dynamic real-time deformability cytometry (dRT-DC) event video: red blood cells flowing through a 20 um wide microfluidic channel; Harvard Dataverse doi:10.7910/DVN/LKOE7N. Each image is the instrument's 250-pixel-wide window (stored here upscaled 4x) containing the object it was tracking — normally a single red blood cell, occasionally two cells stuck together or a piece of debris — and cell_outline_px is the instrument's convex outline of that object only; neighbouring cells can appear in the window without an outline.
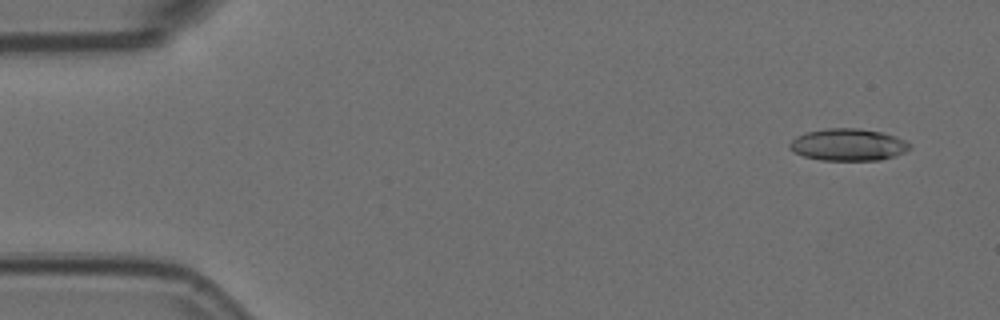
{"species": "Egyptian fruit bat (a non-hibernating species)", "species_latin": "Rousettus aegyptiacus", "temperature_condition": "room temperature", "stored_images_in_passage": 11, "camera_frame_rate_fps": 3000, "um_per_image_px": 0.085, "animal": {"sex": "female"}, "frame": {"image": 1, "passage_image": 2, "time_ms": 0.333, "image_size_px": [1000, 320], "cell_outline_px": [[912, 148], [896, 156], [880, 160], [820, 160], [804, 156], [788, 148], [788, 144], [796, 136], [808, 132], [828, 128], [860, 128], [884, 132], [896, 136], [912, 144]], "centroid_in_image_um": [72.14, 12.3], "position_along_channel_um": 12.9, "area_um2": 22.6}}
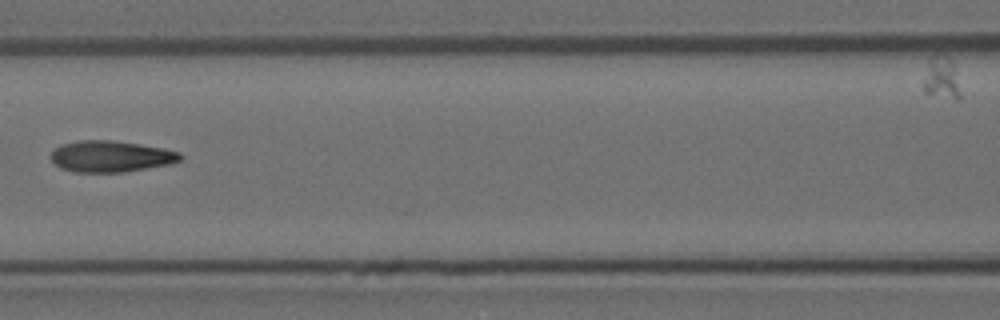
{"frame": {"image": 2, "passage_image": 8, "time_ms": 2.333, "image_size_px": [1000, 320], "cell_outline_px": [[184, 156], [180, 160], [168, 164], [124, 172], [72, 172], [60, 168], [52, 160], [52, 152], [60, 144], [80, 140], [112, 140], [140, 144], [180, 152]], "centroid_in_image_um": [9.4, 13.29], "position_along_channel_um": 157.2, "area_um2": 23.47}}
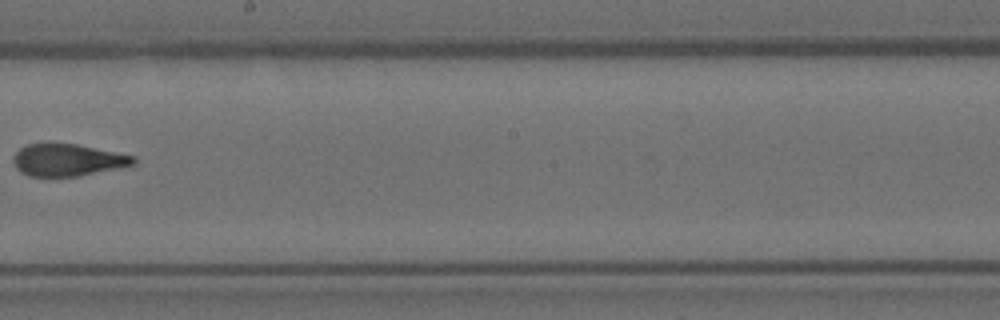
{"frame": {"image": 3, "passage_image": 10, "time_ms": 3.0, "image_size_px": [1000, 320], "cell_outline_px": [[136, 164], [80, 176], [28, 176], [20, 172], [16, 168], [12, 160], [12, 156], [20, 148], [28, 144], [48, 140], [76, 144], [136, 156]], "centroid_in_image_um": [5.7, 13.56], "position_along_channel_um": 242.5, "area_um2": 23.12}}